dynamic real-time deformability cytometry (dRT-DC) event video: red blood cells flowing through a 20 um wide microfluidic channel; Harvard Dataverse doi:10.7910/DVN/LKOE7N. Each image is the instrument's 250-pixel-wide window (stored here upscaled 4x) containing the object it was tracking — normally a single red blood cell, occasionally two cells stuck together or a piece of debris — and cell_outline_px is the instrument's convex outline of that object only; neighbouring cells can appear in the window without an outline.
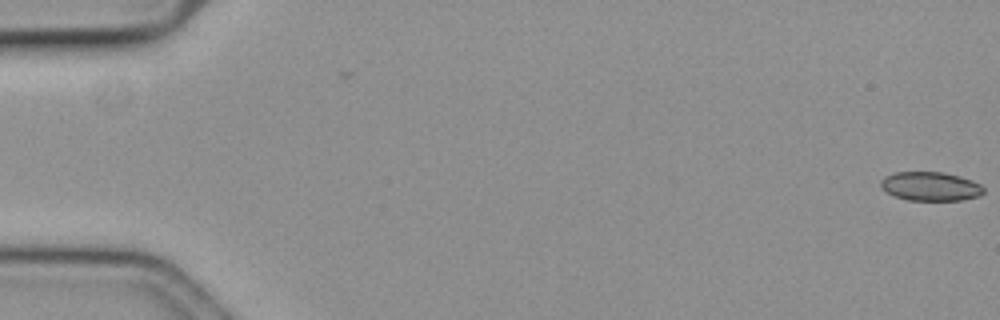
{"species": "common noctule bat (a hibernating species)", "species_latin": "Nyctalus noctula", "temperature_condition": "cold", "stored_images_in_passage": 11, "camera_frame_rate_fps": 3000, "um_per_image_px": 0.085, "animal": {"sex": "female", "body_mass_g": 19.3, "forearm_length_mm": 54.1}, "frame": {"image": 1, "passage_image": 1, "time_ms": 0.0, "image_size_px": [1000, 320], "cell_outline_px": [[984, 192], [980, 196], [960, 200], [908, 200], [896, 196], [880, 188], [880, 180], [896, 172], [944, 172], [960, 176], [972, 180], [980, 184], [984, 188]], "centroid_in_image_um": [79.12, 15.84], "position_along_channel_um": 5.9, "area_um2": 17.28}}